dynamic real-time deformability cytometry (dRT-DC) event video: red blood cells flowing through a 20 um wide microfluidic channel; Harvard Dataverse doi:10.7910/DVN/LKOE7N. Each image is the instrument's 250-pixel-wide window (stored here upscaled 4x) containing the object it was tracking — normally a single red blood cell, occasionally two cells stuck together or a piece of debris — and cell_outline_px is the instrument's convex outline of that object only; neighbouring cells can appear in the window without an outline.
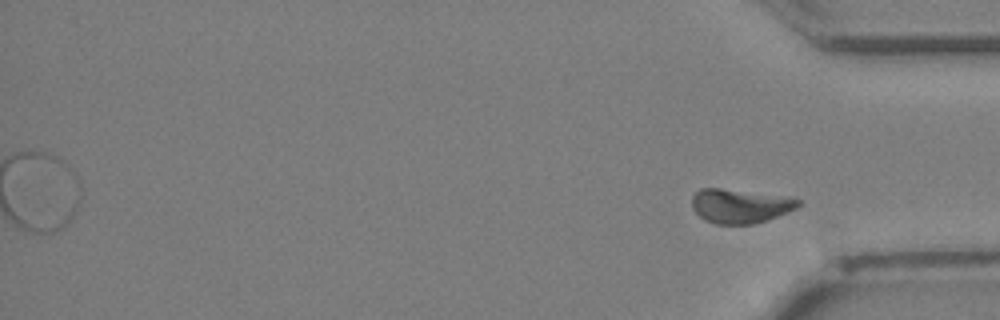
{"species": "Egyptian fruit bat (a non-hibernating species)", "species_latin": "Rousettus aegyptiacus", "temperature_condition": "cold", "stored_images_in_passage": 30, "segment_of_instrument_passage": [2, 2], "camera_frame_rate_fps": 3000, "um_per_image_px": 0.085, "animal": {"sex": "female"}, "frame": {"image": 1, "passage_image": 30, "time_ms": 9.667, "image_size_px": [1000, 320], "cell_outline_px": [[800, 204], [796, 208], [788, 212], [752, 224], [716, 224], [704, 220], [692, 208], [692, 196], [700, 188], [720, 188], [792, 196], [800, 200]], "centroid_in_image_um": [62.91, 17.49], "position_along_channel_um": 372.3, "area_um2": 21.27}}